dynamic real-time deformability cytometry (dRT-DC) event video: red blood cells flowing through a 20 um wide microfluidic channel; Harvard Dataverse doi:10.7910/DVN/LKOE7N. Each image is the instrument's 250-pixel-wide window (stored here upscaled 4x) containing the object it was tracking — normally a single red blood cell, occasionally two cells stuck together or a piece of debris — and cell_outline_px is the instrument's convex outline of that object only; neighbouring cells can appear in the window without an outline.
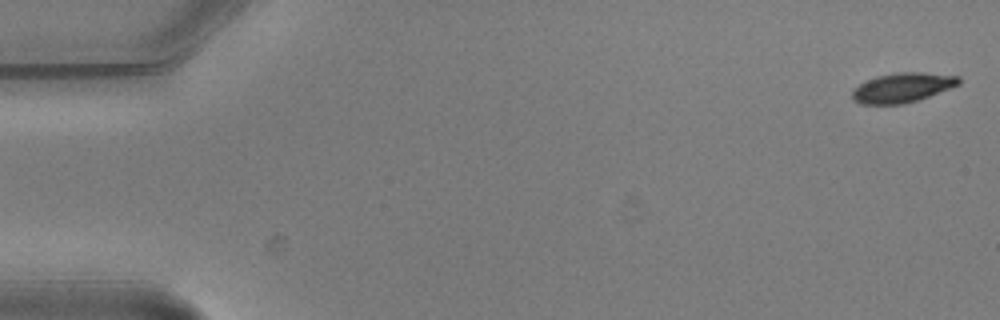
{"species": "common noctule bat (a hibernating species)", "species_latin": "Nyctalus noctula", "temperature_condition": "warm", "stored_images_in_passage": 5, "camera_frame_rate_fps": 3000, "um_per_image_px": 0.085, "animal": {"sex": "male", "body_mass_g": 20.5, "forearm_length_mm": 52.5}, "frame": {"image": 1, "passage_image": 1, "time_ms": 0.0, "image_size_px": [1000, 320], "cell_outline_px": [[960, 84], [928, 96], [904, 104], [860, 104], [852, 100], [852, 92], [860, 84], [876, 76], [896, 72], [920, 72], [960, 76]], "centroid_in_image_um": [76.69, 7.44], "position_along_channel_um": 8.3, "area_um2": 18.21}}
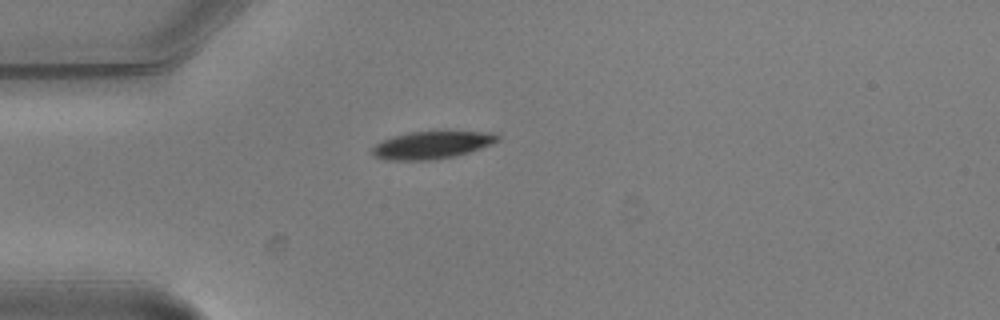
{"frame": {"image": 2, "passage_image": 4, "time_ms": 1.0, "image_size_px": [1000, 320], "cell_outline_px": [[500, 140], [492, 144], [456, 156], [432, 160], [388, 160], [376, 156], [372, 152], [372, 148], [380, 140], [392, 136], [408, 132], [492, 132], [500, 136]], "centroid_in_image_um": [36.7, 12.32], "position_along_channel_um": 48.3, "area_um2": 20.0}}